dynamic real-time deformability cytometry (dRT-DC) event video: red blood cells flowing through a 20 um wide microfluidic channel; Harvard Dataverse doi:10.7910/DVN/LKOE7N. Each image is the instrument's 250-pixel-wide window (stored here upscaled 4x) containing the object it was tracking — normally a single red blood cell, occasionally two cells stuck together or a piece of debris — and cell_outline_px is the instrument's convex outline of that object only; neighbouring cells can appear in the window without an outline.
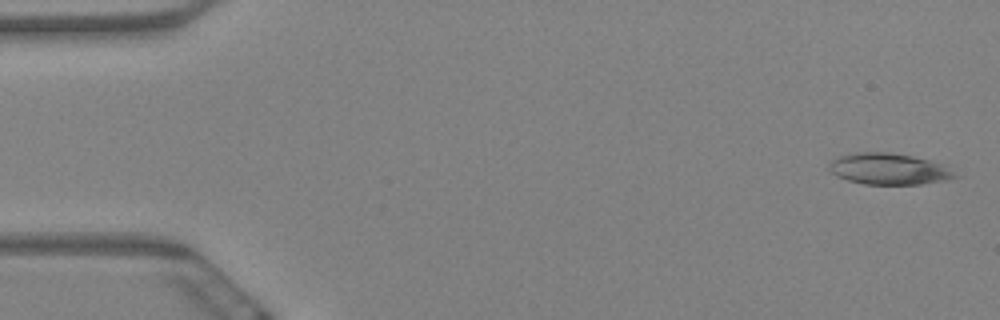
{"species": "Egyptian fruit bat (a non-hibernating species)", "species_latin": "Rousettus aegyptiacus", "temperature_condition": "warm", "stored_images_in_passage": 9, "camera_frame_rate_fps": 3000, "um_per_image_px": 0.085, "animal": {"sex": "female"}, "frame": {"image": 1, "passage_image": 1, "time_ms": 0.0, "image_size_px": [1000, 320], "cell_outline_px": [[960, 176], [948, 180], [920, 184], [864, 184], [848, 180], [836, 176], [828, 168], [828, 164], [832, 160], [840, 156], [856, 152], [888, 152], [912, 156], [928, 160], [940, 164]], "centroid_in_image_um": [75.52, 14.36], "position_along_channel_um": 9.5, "area_um2": 22.77}}
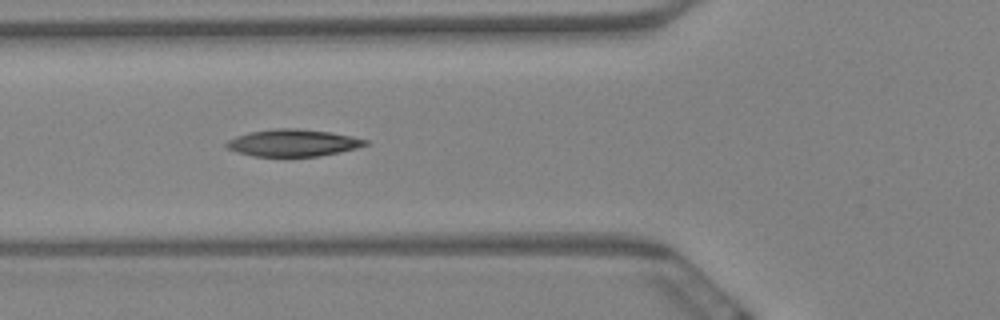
{"frame": {"image": 2, "passage_image": 7, "time_ms": 2.0, "image_size_px": [1000, 320], "cell_outline_px": [[368, 144], [356, 148], [320, 156], [252, 156], [236, 152], [228, 148], [224, 144], [228, 140], [236, 136], [248, 132], [276, 128], [296, 128], [328, 132], [352, 136], [368, 140]], "centroid_in_image_um": [24.87, 12.14], "position_along_channel_um": 100.9, "area_um2": 21.79}}
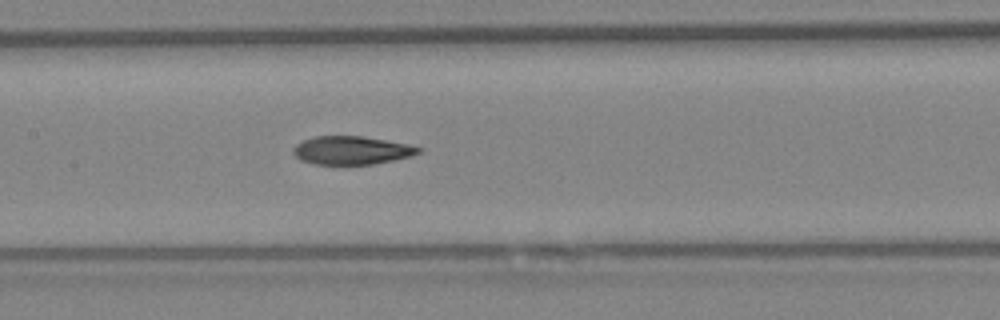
{"frame": {"image": 3, "passage_image": 9, "time_ms": 2.667, "image_size_px": [1000, 320], "cell_outline_px": [[424, 148], [420, 152], [412, 156], [372, 164], [312, 164], [300, 160], [292, 152], [292, 148], [296, 144], [304, 140], [316, 136], [360, 136], [408, 144]], "centroid_in_image_um": [29.87, 12.78], "position_along_channel_um": 177.5, "area_um2": 20.58}}